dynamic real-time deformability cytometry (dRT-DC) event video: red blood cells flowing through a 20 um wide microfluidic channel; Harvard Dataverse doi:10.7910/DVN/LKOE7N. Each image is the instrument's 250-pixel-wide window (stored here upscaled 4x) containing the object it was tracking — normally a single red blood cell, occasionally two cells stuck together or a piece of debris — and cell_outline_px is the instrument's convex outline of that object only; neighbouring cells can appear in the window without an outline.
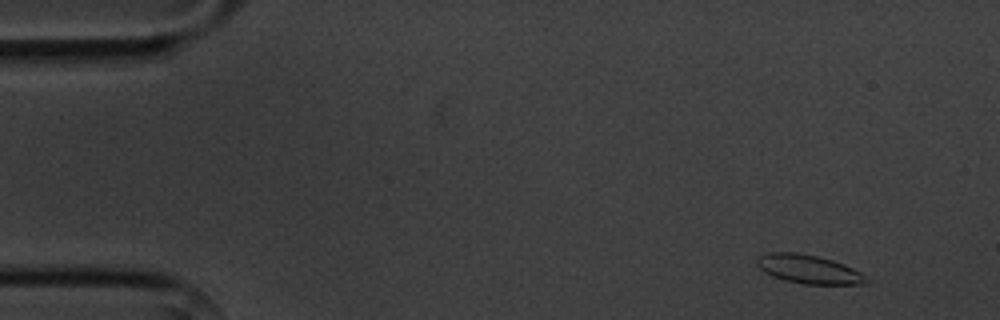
{"species": "common noctule bat (a hibernating species)", "species_latin": "Nyctalus noctula", "temperature_condition": "cold", "stored_images_in_passage": 4, "camera_frame_rate_fps": 3000, "um_per_image_px": 0.085, "animal": {"sex": "male", "body_mass_g": 20.1, "forearm_length_mm": 53.5}, "frame": {"image": 1, "passage_image": 1, "time_ms": 0.0, "image_size_px": [1000, 320], "cell_outline_px": [[864, 280], [860, 284], [804, 284], [784, 280], [772, 276], [764, 272], [756, 264], [756, 256], [768, 252], [796, 252], [816, 256], [832, 260], [844, 264], [860, 272], [864, 276]], "centroid_in_image_um": [68.63, 22.86], "position_along_channel_um": 16.4, "area_um2": 18.09}}